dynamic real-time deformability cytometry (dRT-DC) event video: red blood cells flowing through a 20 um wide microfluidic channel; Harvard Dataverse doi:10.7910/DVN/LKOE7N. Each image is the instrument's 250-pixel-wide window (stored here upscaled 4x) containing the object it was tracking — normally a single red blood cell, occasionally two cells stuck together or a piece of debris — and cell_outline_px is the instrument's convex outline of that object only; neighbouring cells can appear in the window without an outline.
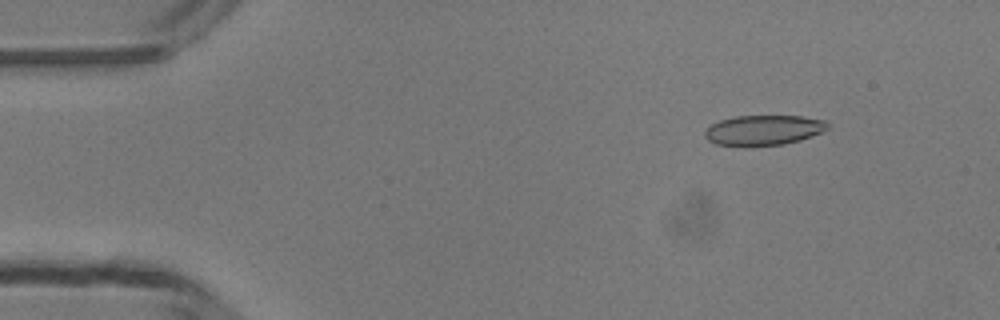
{"species": "common noctule bat (a hibernating species)", "species_latin": "Nyctalus noctula", "temperature_condition": "room temperature", "stored_images_in_passage": 49, "camera_frame_rate_fps": 3000, "um_per_image_px": 0.085, "animal": {"sex": "male", "body_mass_g": 13.3}, "frame": {"image": 1, "passage_image": 6, "time_ms": 1.667, "image_size_px": [1000, 320], "cell_outline_px": [[828, 128], [812, 136], [800, 140], [784, 144], [748, 148], [744, 148], [716, 144], [708, 140], [704, 136], [704, 132], [712, 124], [720, 120], [736, 116], [800, 116], [828, 120]], "centroid_in_image_um": [64.88, 11.09], "position_along_channel_um": 20.1, "area_um2": 22.02}}
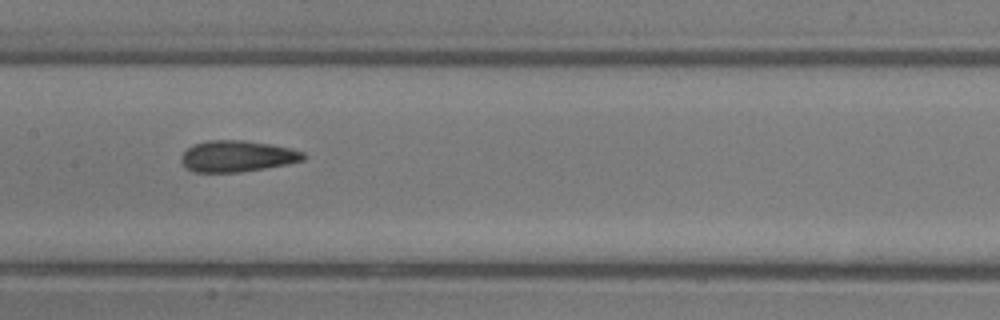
{"frame": {"image": 2, "passage_image": 24, "time_ms": 7.667, "image_size_px": [1000, 320], "cell_outline_px": [[308, 156], [304, 160], [288, 164], [240, 172], [196, 172], [188, 168], [180, 160], [180, 156], [192, 144], [208, 140], [244, 140], [272, 144], [292, 148], [304, 152]], "centroid_in_image_um": [20.2, 13.26], "position_along_channel_um": 187.2, "area_um2": 22.43}}
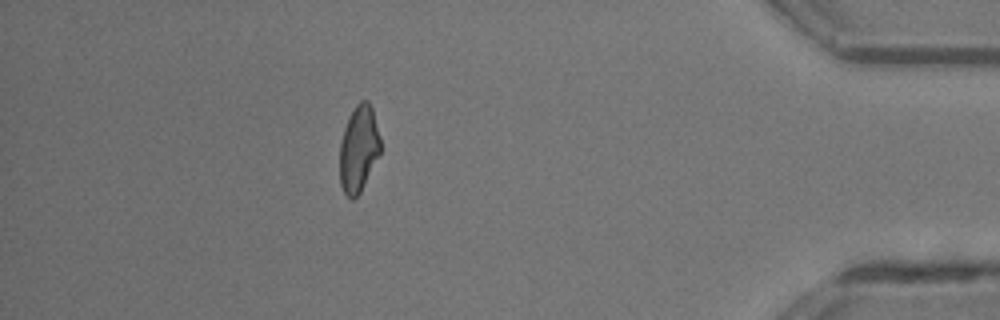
{"frame": {"image": 3, "passage_image": 43, "time_ms": 14.0, "image_size_px": [1000, 320], "cell_outline_px": [[380, 152], [360, 192], [352, 200], [344, 192], [340, 184], [340, 144], [344, 128], [348, 116], [356, 104], [360, 100], [368, 100], [372, 108], [380, 136]], "centroid_in_image_um": [30.48, 12.61], "position_along_channel_um": 404.7, "area_um2": 20.35}, "authors_computed_cell_mechanics": {"area_um2": 21.9062, "velocity_mm_per_s": 4.2312, "shape_relaxation_time_tau1_ms": 11.1454, "shape_relaxation_time_tau2_ms": 2.6318, "deformation_change_tau1": 0.2162, "deformation_change_tau2": 0.1167}}